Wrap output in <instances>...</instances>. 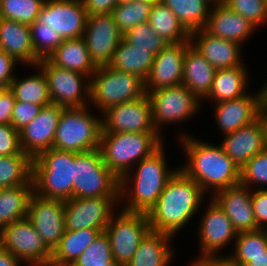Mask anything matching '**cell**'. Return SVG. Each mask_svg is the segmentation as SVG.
I'll use <instances>...</instances> for the list:
<instances>
[{"label": "cell", "instance_id": "6da1fadb", "mask_svg": "<svg viewBox=\"0 0 267 266\" xmlns=\"http://www.w3.org/2000/svg\"><path fill=\"white\" fill-rule=\"evenodd\" d=\"M180 143L188 162L179 169L199 184L205 193L212 188L215 194L240 183L241 169L225 153L221 144L212 145L187 134H182Z\"/></svg>", "mask_w": 267, "mask_h": 266}, {"label": "cell", "instance_id": "7a4b0ae2", "mask_svg": "<svg viewBox=\"0 0 267 266\" xmlns=\"http://www.w3.org/2000/svg\"><path fill=\"white\" fill-rule=\"evenodd\" d=\"M205 194L199 184L179 169L147 213L151 230L174 237L198 212Z\"/></svg>", "mask_w": 267, "mask_h": 266}, {"label": "cell", "instance_id": "3957f363", "mask_svg": "<svg viewBox=\"0 0 267 266\" xmlns=\"http://www.w3.org/2000/svg\"><path fill=\"white\" fill-rule=\"evenodd\" d=\"M163 147L164 143L150 156L137 163L136 171H129L120 180V199L126 198V201L128 200L124 204L125 208L121 210L148 213L156 204L167 182L179 170V168L169 169L166 166L165 147ZM129 177H133V182Z\"/></svg>", "mask_w": 267, "mask_h": 266}, {"label": "cell", "instance_id": "277c9868", "mask_svg": "<svg viewBox=\"0 0 267 266\" xmlns=\"http://www.w3.org/2000/svg\"><path fill=\"white\" fill-rule=\"evenodd\" d=\"M163 142L158 132H102L99 150L104 164L121 180L133 170V165L150 156Z\"/></svg>", "mask_w": 267, "mask_h": 266}, {"label": "cell", "instance_id": "5b68a950", "mask_svg": "<svg viewBox=\"0 0 267 266\" xmlns=\"http://www.w3.org/2000/svg\"><path fill=\"white\" fill-rule=\"evenodd\" d=\"M34 193L67 201L73 198V152L51 148L33 158Z\"/></svg>", "mask_w": 267, "mask_h": 266}, {"label": "cell", "instance_id": "8992f818", "mask_svg": "<svg viewBox=\"0 0 267 266\" xmlns=\"http://www.w3.org/2000/svg\"><path fill=\"white\" fill-rule=\"evenodd\" d=\"M87 107L63 108L52 148L75 153L99 148L102 119Z\"/></svg>", "mask_w": 267, "mask_h": 266}, {"label": "cell", "instance_id": "52a82bcc", "mask_svg": "<svg viewBox=\"0 0 267 266\" xmlns=\"http://www.w3.org/2000/svg\"><path fill=\"white\" fill-rule=\"evenodd\" d=\"M120 196V179L104 164L98 149L73 152V198Z\"/></svg>", "mask_w": 267, "mask_h": 266}, {"label": "cell", "instance_id": "ba28073f", "mask_svg": "<svg viewBox=\"0 0 267 266\" xmlns=\"http://www.w3.org/2000/svg\"><path fill=\"white\" fill-rule=\"evenodd\" d=\"M146 95L145 81L119 72L108 65L98 66L90 78V104L104 112L107 108L140 99Z\"/></svg>", "mask_w": 267, "mask_h": 266}, {"label": "cell", "instance_id": "9c48e42d", "mask_svg": "<svg viewBox=\"0 0 267 266\" xmlns=\"http://www.w3.org/2000/svg\"><path fill=\"white\" fill-rule=\"evenodd\" d=\"M0 244L27 266H44L52 258V250L27 217L4 226L0 230Z\"/></svg>", "mask_w": 267, "mask_h": 266}, {"label": "cell", "instance_id": "30bf717a", "mask_svg": "<svg viewBox=\"0 0 267 266\" xmlns=\"http://www.w3.org/2000/svg\"><path fill=\"white\" fill-rule=\"evenodd\" d=\"M37 66L46 76L51 103L63 108L88 106L90 101L88 76L55 66L47 58L41 59Z\"/></svg>", "mask_w": 267, "mask_h": 266}, {"label": "cell", "instance_id": "8fae6325", "mask_svg": "<svg viewBox=\"0 0 267 266\" xmlns=\"http://www.w3.org/2000/svg\"><path fill=\"white\" fill-rule=\"evenodd\" d=\"M117 216L111 218L104 231L110 241L113 259L126 266L151 228L147 213L122 210Z\"/></svg>", "mask_w": 267, "mask_h": 266}, {"label": "cell", "instance_id": "7c38bea8", "mask_svg": "<svg viewBox=\"0 0 267 266\" xmlns=\"http://www.w3.org/2000/svg\"><path fill=\"white\" fill-rule=\"evenodd\" d=\"M147 95L151 102L154 127L159 134L164 124L185 121L201 107L200 100L183 84L160 88Z\"/></svg>", "mask_w": 267, "mask_h": 266}, {"label": "cell", "instance_id": "4fadbf2b", "mask_svg": "<svg viewBox=\"0 0 267 266\" xmlns=\"http://www.w3.org/2000/svg\"><path fill=\"white\" fill-rule=\"evenodd\" d=\"M120 196L93 198H72L65 203V231L82 229L105 230L115 216L113 207L120 202Z\"/></svg>", "mask_w": 267, "mask_h": 266}, {"label": "cell", "instance_id": "5bb4252c", "mask_svg": "<svg viewBox=\"0 0 267 266\" xmlns=\"http://www.w3.org/2000/svg\"><path fill=\"white\" fill-rule=\"evenodd\" d=\"M87 18L82 0H45L37 21L68 40L84 36Z\"/></svg>", "mask_w": 267, "mask_h": 266}, {"label": "cell", "instance_id": "9a60e30c", "mask_svg": "<svg viewBox=\"0 0 267 266\" xmlns=\"http://www.w3.org/2000/svg\"><path fill=\"white\" fill-rule=\"evenodd\" d=\"M102 114V132H157L147 94L140 99L111 106Z\"/></svg>", "mask_w": 267, "mask_h": 266}, {"label": "cell", "instance_id": "2e32d148", "mask_svg": "<svg viewBox=\"0 0 267 266\" xmlns=\"http://www.w3.org/2000/svg\"><path fill=\"white\" fill-rule=\"evenodd\" d=\"M83 38L93 62L97 66H103L112 61L123 34L112 13H103L88 16Z\"/></svg>", "mask_w": 267, "mask_h": 266}, {"label": "cell", "instance_id": "e0dca14e", "mask_svg": "<svg viewBox=\"0 0 267 266\" xmlns=\"http://www.w3.org/2000/svg\"><path fill=\"white\" fill-rule=\"evenodd\" d=\"M64 212L62 200L44 198L36 193L30 198L27 218L52 251L65 233Z\"/></svg>", "mask_w": 267, "mask_h": 266}, {"label": "cell", "instance_id": "ac0fdd59", "mask_svg": "<svg viewBox=\"0 0 267 266\" xmlns=\"http://www.w3.org/2000/svg\"><path fill=\"white\" fill-rule=\"evenodd\" d=\"M260 90L255 95L251 92V94L215 104L214 115L217 126L223 134L232 133L253 123L267 110L263 90Z\"/></svg>", "mask_w": 267, "mask_h": 266}, {"label": "cell", "instance_id": "d6986e66", "mask_svg": "<svg viewBox=\"0 0 267 266\" xmlns=\"http://www.w3.org/2000/svg\"><path fill=\"white\" fill-rule=\"evenodd\" d=\"M225 136L221 145L241 169L250 159L267 148V110L253 123Z\"/></svg>", "mask_w": 267, "mask_h": 266}, {"label": "cell", "instance_id": "ffe728a7", "mask_svg": "<svg viewBox=\"0 0 267 266\" xmlns=\"http://www.w3.org/2000/svg\"><path fill=\"white\" fill-rule=\"evenodd\" d=\"M210 203L203 213L198 227L199 245L201 253L198 258L217 255L219 250L236 239L238 232L234 229L231 220L217 202L210 197ZM233 239V240H232Z\"/></svg>", "mask_w": 267, "mask_h": 266}, {"label": "cell", "instance_id": "44dd1931", "mask_svg": "<svg viewBox=\"0 0 267 266\" xmlns=\"http://www.w3.org/2000/svg\"><path fill=\"white\" fill-rule=\"evenodd\" d=\"M63 107L56 104L43 106L39 114L19 131L20 146L32 158L51 149Z\"/></svg>", "mask_w": 267, "mask_h": 266}, {"label": "cell", "instance_id": "7402d4cb", "mask_svg": "<svg viewBox=\"0 0 267 266\" xmlns=\"http://www.w3.org/2000/svg\"><path fill=\"white\" fill-rule=\"evenodd\" d=\"M191 41L169 43L155 59L145 80L146 94L160 88L178 86L183 81V62Z\"/></svg>", "mask_w": 267, "mask_h": 266}, {"label": "cell", "instance_id": "603a6c76", "mask_svg": "<svg viewBox=\"0 0 267 266\" xmlns=\"http://www.w3.org/2000/svg\"><path fill=\"white\" fill-rule=\"evenodd\" d=\"M212 197L224 210L238 233L259 229L253 212L252 187L239 183L217 191Z\"/></svg>", "mask_w": 267, "mask_h": 266}, {"label": "cell", "instance_id": "cb8c5ba5", "mask_svg": "<svg viewBox=\"0 0 267 266\" xmlns=\"http://www.w3.org/2000/svg\"><path fill=\"white\" fill-rule=\"evenodd\" d=\"M190 41L216 70L243 65L240 54L242 45L236 42L212 36L204 29L193 31Z\"/></svg>", "mask_w": 267, "mask_h": 266}, {"label": "cell", "instance_id": "d4e9b609", "mask_svg": "<svg viewBox=\"0 0 267 266\" xmlns=\"http://www.w3.org/2000/svg\"><path fill=\"white\" fill-rule=\"evenodd\" d=\"M211 8L204 30L212 36L241 45L257 29L221 1L212 3Z\"/></svg>", "mask_w": 267, "mask_h": 266}, {"label": "cell", "instance_id": "484cf974", "mask_svg": "<svg viewBox=\"0 0 267 266\" xmlns=\"http://www.w3.org/2000/svg\"><path fill=\"white\" fill-rule=\"evenodd\" d=\"M0 48L18 63L37 66L41 59L35 54L30 25L0 18Z\"/></svg>", "mask_w": 267, "mask_h": 266}, {"label": "cell", "instance_id": "4316f807", "mask_svg": "<svg viewBox=\"0 0 267 266\" xmlns=\"http://www.w3.org/2000/svg\"><path fill=\"white\" fill-rule=\"evenodd\" d=\"M215 73L216 69L190 43L183 62L182 84L199 100H204L212 88Z\"/></svg>", "mask_w": 267, "mask_h": 266}, {"label": "cell", "instance_id": "83f0119b", "mask_svg": "<svg viewBox=\"0 0 267 266\" xmlns=\"http://www.w3.org/2000/svg\"><path fill=\"white\" fill-rule=\"evenodd\" d=\"M47 59L55 66L82 73L89 78L98 68L90 57L83 37L63 40Z\"/></svg>", "mask_w": 267, "mask_h": 266}, {"label": "cell", "instance_id": "f1b7e54d", "mask_svg": "<svg viewBox=\"0 0 267 266\" xmlns=\"http://www.w3.org/2000/svg\"><path fill=\"white\" fill-rule=\"evenodd\" d=\"M172 237L167 233L150 230L126 266H167L174 253L169 246Z\"/></svg>", "mask_w": 267, "mask_h": 266}, {"label": "cell", "instance_id": "f546056e", "mask_svg": "<svg viewBox=\"0 0 267 266\" xmlns=\"http://www.w3.org/2000/svg\"><path fill=\"white\" fill-rule=\"evenodd\" d=\"M154 59L155 55L148 49L135 47L122 38L108 66L119 72L134 74L145 81Z\"/></svg>", "mask_w": 267, "mask_h": 266}, {"label": "cell", "instance_id": "4dcf8cb0", "mask_svg": "<svg viewBox=\"0 0 267 266\" xmlns=\"http://www.w3.org/2000/svg\"><path fill=\"white\" fill-rule=\"evenodd\" d=\"M247 74L244 64L233 68L217 69L212 88L205 99L220 103L246 95Z\"/></svg>", "mask_w": 267, "mask_h": 266}, {"label": "cell", "instance_id": "1f68e13d", "mask_svg": "<svg viewBox=\"0 0 267 266\" xmlns=\"http://www.w3.org/2000/svg\"><path fill=\"white\" fill-rule=\"evenodd\" d=\"M34 193L33 181L28 185L3 188L0 191V230L27 217L29 201Z\"/></svg>", "mask_w": 267, "mask_h": 266}, {"label": "cell", "instance_id": "d6a6232c", "mask_svg": "<svg viewBox=\"0 0 267 266\" xmlns=\"http://www.w3.org/2000/svg\"><path fill=\"white\" fill-rule=\"evenodd\" d=\"M103 231L97 229L65 231L60 242L52 251L50 262L59 265H72Z\"/></svg>", "mask_w": 267, "mask_h": 266}, {"label": "cell", "instance_id": "836d02e7", "mask_svg": "<svg viewBox=\"0 0 267 266\" xmlns=\"http://www.w3.org/2000/svg\"><path fill=\"white\" fill-rule=\"evenodd\" d=\"M148 23L154 32L168 43L190 41L191 33L162 2L152 5Z\"/></svg>", "mask_w": 267, "mask_h": 266}, {"label": "cell", "instance_id": "e575fe53", "mask_svg": "<svg viewBox=\"0 0 267 266\" xmlns=\"http://www.w3.org/2000/svg\"><path fill=\"white\" fill-rule=\"evenodd\" d=\"M182 25L190 32L204 29L210 13V3L215 0H162Z\"/></svg>", "mask_w": 267, "mask_h": 266}, {"label": "cell", "instance_id": "d590c367", "mask_svg": "<svg viewBox=\"0 0 267 266\" xmlns=\"http://www.w3.org/2000/svg\"><path fill=\"white\" fill-rule=\"evenodd\" d=\"M38 74L19 79L15 75L14 79L9 84V89L12 91L16 101L36 104L49 105L51 98L49 94L48 82L42 69L38 66Z\"/></svg>", "mask_w": 267, "mask_h": 266}, {"label": "cell", "instance_id": "8d00e7d4", "mask_svg": "<svg viewBox=\"0 0 267 266\" xmlns=\"http://www.w3.org/2000/svg\"><path fill=\"white\" fill-rule=\"evenodd\" d=\"M33 158L21 152L0 156V186L2 188L28 185L32 182Z\"/></svg>", "mask_w": 267, "mask_h": 266}, {"label": "cell", "instance_id": "74e56055", "mask_svg": "<svg viewBox=\"0 0 267 266\" xmlns=\"http://www.w3.org/2000/svg\"><path fill=\"white\" fill-rule=\"evenodd\" d=\"M153 4L142 1L117 4L112 11L114 21L122 34L149 20Z\"/></svg>", "mask_w": 267, "mask_h": 266}, {"label": "cell", "instance_id": "f35d334b", "mask_svg": "<svg viewBox=\"0 0 267 266\" xmlns=\"http://www.w3.org/2000/svg\"><path fill=\"white\" fill-rule=\"evenodd\" d=\"M72 266H124L113 259L110 241L105 231L83 251Z\"/></svg>", "mask_w": 267, "mask_h": 266}, {"label": "cell", "instance_id": "ab89813d", "mask_svg": "<svg viewBox=\"0 0 267 266\" xmlns=\"http://www.w3.org/2000/svg\"><path fill=\"white\" fill-rule=\"evenodd\" d=\"M234 248V254L230 256L241 266H245L251 257L264 252L267 248V237L262 229L239 232Z\"/></svg>", "mask_w": 267, "mask_h": 266}, {"label": "cell", "instance_id": "60d3db41", "mask_svg": "<svg viewBox=\"0 0 267 266\" xmlns=\"http://www.w3.org/2000/svg\"><path fill=\"white\" fill-rule=\"evenodd\" d=\"M45 0H0V18L33 24Z\"/></svg>", "mask_w": 267, "mask_h": 266}, {"label": "cell", "instance_id": "b9f144b4", "mask_svg": "<svg viewBox=\"0 0 267 266\" xmlns=\"http://www.w3.org/2000/svg\"><path fill=\"white\" fill-rule=\"evenodd\" d=\"M123 38L135 47L148 49L154 55L159 54L169 44L154 32L148 22L131 28L123 34Z\"/></svg>", "mask_w": 267, "mask_h": 266}, {"label": "cell", "instance_id": "7bdbcfd3", "mask_svg": "<svg viewBox=\"0 0 267 266\" xmlns=\"http://www.w3.org/2000/svg\"><path fill=\"white\" fill-rule=\"evenodd\" d=\"M30 28L35 54L40 59L47 58L63 41L56 31L37 20Z\"/></svg>", "mask_w": 267, "mask_h": 266}, {"label": "cell", "instance_id": "ee69618b", "mask_svg": "<svg viewBox=\"0 0 267 266\" xmlns=\"http://www.w3.org/2000/svg\"><path fill=\"white\" fill-rule=\"evenodd\" d=\"M230 10L240 14L255 28L267 21V0H220Z\"/></svg>", "mask_w": 267, "mask_h": 266}, {"label": "cell", "instance_id": "f6af8a7d", "mask_svg": "<svg viewBox=\"0 0 267 266\" xmlns=\"http://www.w3.org/2000/svg\"><path fill=\"white\" fill-rule=\"evenodd\" d=\"M240 183L249 188L253 184L260 186L261 189L267 188V148L255 155L241 168Z\"/></svg>", "mask_w": 267, "mask_h": 266}, {"label": "cell", "instance_id": "bcb514c9", "mask_svg": "<svg viewBox=\"0 0 267 266\" xmlns=\"http://www.w3.org/2000/svg\"><path fill=\"white\" fill-rule=\"evenodd\" d=\"M43 106L21 101H16L12 110L11 125L17 130H22L40 112Z\"/></svg>", "mask_w": 267, "mask_h": 266}, {"label": "cell", "instance_id": "7dc6e473", "mask_svg": "<svg viewBox=\"0 0 267 266\" xmlns=\"http://www.w3.org/2000/svg\"><path fill=\"white\" fill-rule=\"evenodd\" d=\"M21 152L19 131L12 125L0 124V156L16 155Z\"/></svg>", "mask_w": 267, "mask_h": 266}, {"label": "cell", "instance_id": "c3c4849f", "mask_svg": "<svg viewBox=\"0 0 267 266\" xmlns=\"http://www.w3.org/2000/svg\"><path fill=\"white\" fill-rule=\"evenodd\" d=\"M252 205L257 227L261 229L267 224V188L252 191Z\"/></svg>", "mask_w": 267, "mask_h": 266}, {"label": "cell", "instance_id": "681fc988", "mask_svg": "<svg viewBox=\"0 0 267 266\" xmlns=\"http://www.w3.org/2000/svg\"><path fill=\"white\" fill-rule=\"evenodd\" d=\"M16 65L18 62L0 48V90L9 88L15 77L13 71Z\"/></svg>", "mask_w": 267, "mask_h": 266}, {"label": "cell", "instance_id": "f907efd6", "mask_svg": "<svg viewBox=\"0 0 267 266\" xmlns=\"http://www.w3.org/2000/svg\"><path fill=\"white\" fill-rule=\"evenodd\" d=\"M16 100L9 88L0 90V124L11 125L12 110Z\"/></svg>", "mask_w": 267, "mask_h": 266}, {"label": "cell", "instance_id": "816d5d0a", "mask_svg": "<svg viewBox=\"0 0 267 266\" xmlns=\"http://www.w3.org/2000/svg\"><path fill=\"white\" fill-rule=\"evenodd\" d=\"M82 3L88 16L112 13L117 5L116 0H82Z\"/></svg>", "mask_w": 267, "mask_h": 266}, {"label": "cell", "instance_id": "f5cc1de1", "mask_svg": "<svg viewBox=\"0 0 267 266\" xmlns=\"http://www.w3.org/2000/svg\"><path fill=\"white\" fill-rule=\"evenodd\" d=\"M190 266H241L231 256L211 255L195 259Z\"/></svg>", "mask_w": 267, "mask_h": 266}, {"label": "cell", "instance_id": "db71d44e", "mask_svg": "<svg viewBox=\"0 0 267 266\" xmlns=\"http://www.w3.org/2000/svg\"><path fill=\"white\" fill-rule=\"evenodd\" d=\"M21 261L0 247V266H20Z\"/></svg>", "mask_w": 267, "mask_h": 266}, {"label": "cell", "instance_id": "11a10c76", "mask_svg": "<svg viewBox=\"0 0 267 266\" xmlns=\"http://www.w3.org/2000/svg\"><path fill=\"white\" fill-rule=\"evenodd\" d=\"M245 266H267V248L263 253L251 257V260Z\"/></svg>", "mask_w": 267, "mask_h": 266}, {"label": "cell", "instance_id": "9f6ffc18", "mask_svg": "<svg viewBox=\"0 0 267 266\" xmlns=\"http://www.w3.org/2000/svg\"><path fill=\"white\" fill-rule=\"evenodd\" d=\"M262 90H263V95H264V101H265L266 106H267V82H265L264 86L262 87Z\"/></svg>", "mask_w": 267, "mask_h": 266}, {"label": "cell", "instance_id": "6f0895ef", "mask_svg": "<svg viewBox=\"0 0 267 266\" xmlns=\"http://www.w3.org/2000/svg\"><path fill=\"white\" fill-rule=\"evenodd\" d=\"M138 1L148 2V3H151V4H155V3H160L162 0H138Z\"/></svg>", "mask_w": 267, "mask_h": 266}, {"label": "cell", "instance_id": "680465c9", "mask_svg": "<svg viewBox=\"0 0 267 266\" xmlns=\"http://www.w3.org/2000/svg\"><path fill=\"white\" fill-rule=\"evenodd\" d=\"M44 266H72V265H59L53 262H49L48 264L44 265Z\"/></svg>", "mask_w": 267, "mask_h": 266}, {"label": "cell", "instance_id": "91938a15", "mask_svg": "<svg viewBox=\"0 0 267 266\" xmlns=\"http://www.w3.org/2000/svg\"><path fill=\"white\" fill-rule=\"evenodd\" d=\"M116 1H117V4H123V3H129L135 0H116Z\"/></svg>", "mask_w": 267, "mask_h": 266}, {"label": "cell", "instance_id": "94428289", "mask_svg": "<svg viewBox=\"0 0 267 266\" xmlns=\"http://www.w3.org/2000/svg\"><path fill=\"white\" fill-rule=\"evenodd\" d=\"M267 237V224L261 228Z\"/></svg>", "mask_w": 267, "mask_h": 266}]
</instances>
